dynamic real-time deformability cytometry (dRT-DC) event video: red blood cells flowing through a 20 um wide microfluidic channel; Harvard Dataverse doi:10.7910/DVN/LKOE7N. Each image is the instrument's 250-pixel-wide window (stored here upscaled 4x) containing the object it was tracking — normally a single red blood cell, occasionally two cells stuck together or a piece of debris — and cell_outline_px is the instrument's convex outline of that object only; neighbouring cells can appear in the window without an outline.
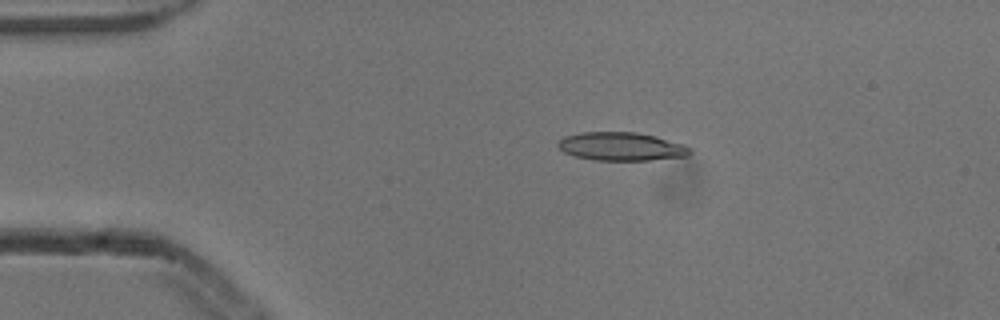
{"species": "common noctule bat (a hibernating species)", "species_latin": "Nyctalus noctula", "temperature_condition": "cold", "stored_images_in_passage": 6, "camera_frame_rate_fps": 3000, "um_per_image_px": 0.085, "animal": {"sex": "male", "body_mass_g": 13.3}, "frame": {"image": 1, "passage_image": 3, "time_ms": 0.667, "image_size_px": [1000, 320], "cell_outline_px": [[692, 152], [688, 156], [652, 160], [596, 160], [572, 156], [564, 152], [556, 144], [564, 136], [580, 132], [636, 132], [656, 136], [684, 144]], "centroid_in_image_um": [52.8, 12.45], "position_along_channel_um": 32.2, "area_um2": 21.91}}
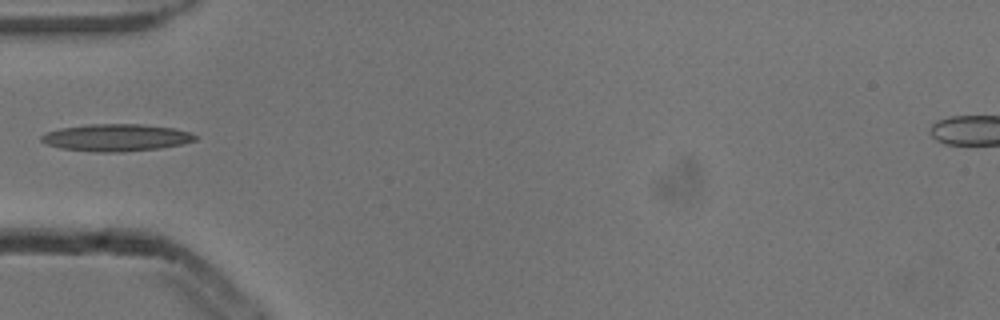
{"frame": {"image": 2, "passage_image": 5, "time_ms": 1.333, "image_size_px": [1000, 320], "cell_outline_px": [[196, 140], [180, 144], [160, 148], [120, 152], [92, 152], [60, 148], [44, 144], [40, 140], [40, 136], [48, 132], [60, 128], [88, 124], [140, 124], [172, 128], [188, 132], [196, 136]], "centroid_in_image_um": [9.81, 11.7], "position_along_channel_um": 75.2, "area_um2": 24.28}}
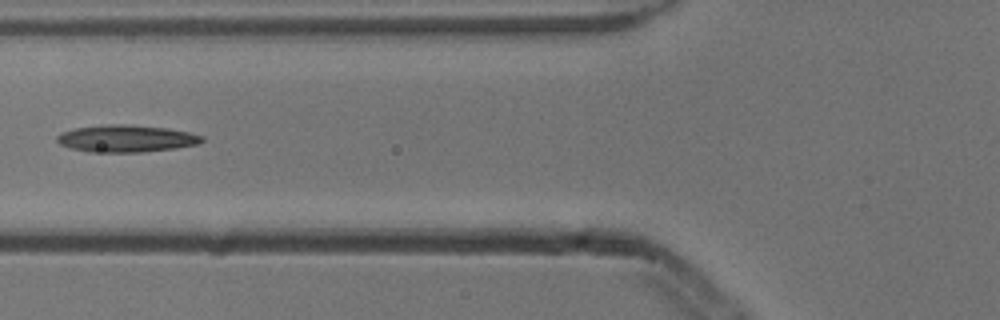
{"frame": {"image": 3, "passage_image": 6, "time_ms": 1.667, "image_size_px": [1000, 320], "cell_outline_px": [[204, 140], [200, 144], [176, 148], [144, 152], [88, 152], [72, 148], [60, 144], [56, 140], [56, 136], [64, 132], [76, 128], [104, 124], [124, 124], [168, 128], [188, 132], [204, 136]], "centroid_in_image_um": [10.77, 11.78], "position_along_channel_um": 115.0, "area_um2": 22.95}}